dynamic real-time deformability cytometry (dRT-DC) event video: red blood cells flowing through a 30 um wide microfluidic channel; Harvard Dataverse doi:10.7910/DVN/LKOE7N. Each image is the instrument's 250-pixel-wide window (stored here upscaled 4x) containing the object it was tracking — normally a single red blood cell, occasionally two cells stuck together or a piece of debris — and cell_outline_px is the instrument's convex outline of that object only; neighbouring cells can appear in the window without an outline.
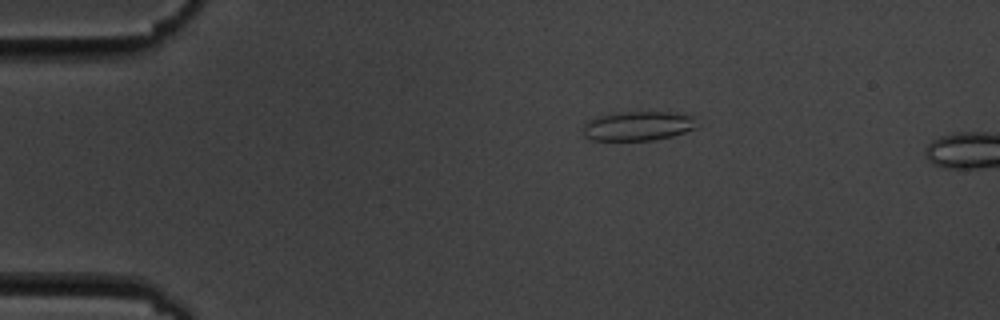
{"species": "common noctule bat (a hibernating species)", "species_latin": "Nyctalus noctula", "temperature_condition": "cold", "stored_images_in_passage": 4, "camera_frame_rate_fps": 3000, "um_per_image_px": 0.085, "animal": {"sex": "male", "body_mass_g": 19.5, "forearm_length_mm": 54.6}, "frame": {"image": 1, "passage_image": 3, "time_ms": 3.333, "image_size_px": [1000, 320], "cell_outline_px": [[696, 128], [672, 136], [652, 140], [592, 140], [584, 136], [584, 124], [588, 120], [596, 116], [608, 112], [668, 112], [692, 116]], "centroid_in_image_um": [54.15, 10.7], "position_along_channel_um": 30.8, "area_um2": 19.42}}